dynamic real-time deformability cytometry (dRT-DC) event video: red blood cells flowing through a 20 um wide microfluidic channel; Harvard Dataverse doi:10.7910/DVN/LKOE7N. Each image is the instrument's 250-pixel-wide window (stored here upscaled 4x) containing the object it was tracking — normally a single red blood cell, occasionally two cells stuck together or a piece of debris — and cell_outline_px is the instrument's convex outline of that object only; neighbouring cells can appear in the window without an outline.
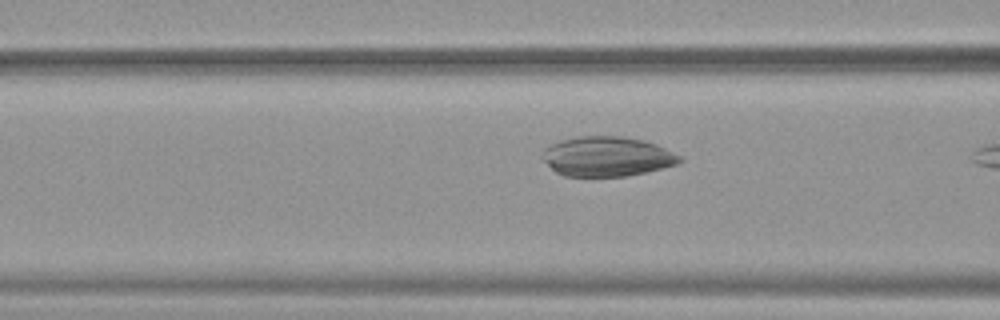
{"species": "common noctule bat (a hibernating species)", "species_latin": "Nyctalus noctula", "temperature_condition": "warm", "stored_images_in_passage": 7, "camera_frame_rate_fps": 3000, "um_per_image_px": 0.085, "animal": {"sex": "female", "body_mass_g": 19.9}, "frame": {"image": 1, "passage_image": 6, "time_ms": 1.667, "image_size_px": [1000, 320], "cell_outline_px": [[684, 160], [676, 164], [628, 176], [564, 176], [556, 172], [540, 156], [544, 148], [560, 140], [580, 136], [620, 136], [644, 140], [656, 144], [680, 156]], "centroid_in_image_um": [51.57, 13.29], "position_along_channel_um": 115.0, "area_um2": 31.62}}